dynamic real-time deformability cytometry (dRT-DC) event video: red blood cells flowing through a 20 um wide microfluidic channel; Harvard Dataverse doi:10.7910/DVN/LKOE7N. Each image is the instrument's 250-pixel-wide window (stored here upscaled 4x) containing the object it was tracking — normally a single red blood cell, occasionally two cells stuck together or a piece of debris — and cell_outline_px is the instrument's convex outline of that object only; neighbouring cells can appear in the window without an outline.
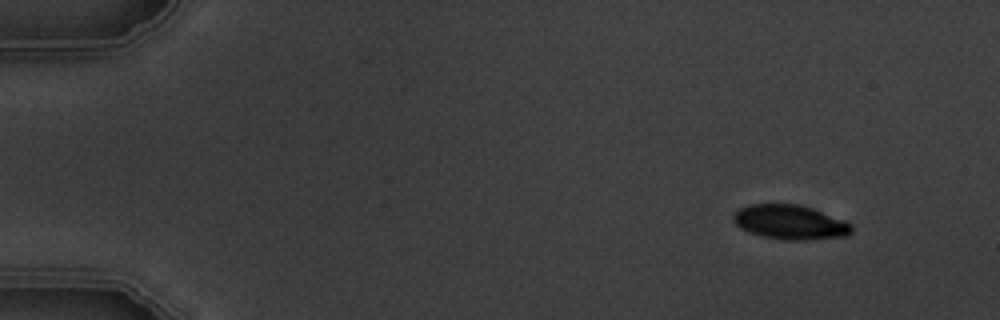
{"species": "common noctule bat (a hibernating species)", "species_latin": "Nyctalus noctula", "temperature_condition": "warm", "stored_images_in_passage": 6, "camera_frame_rate_fps": 3000, "um_per_image_px": 0.085, "animal": {"sex": "male", "body_mass_g": 19.5, "forearm_length_mm": 54.6}, "frame": {"image": 1, "passage_image": 1, "time_ms": 0.0, "image_size_px": [1000, 320], "cell_outline_px": [[852, 232], [844, 236], [804, 240], [784, 240], [764, 236], [740, 228], [732, 220], [732, 212], [748, 204], [796, 204], [812, 208], [844, 220], [852, 224]], "centroid_in_image_um": [67.13, 18.87], "position_along_channel_um": 17.9, "area_um2": 23.64}}
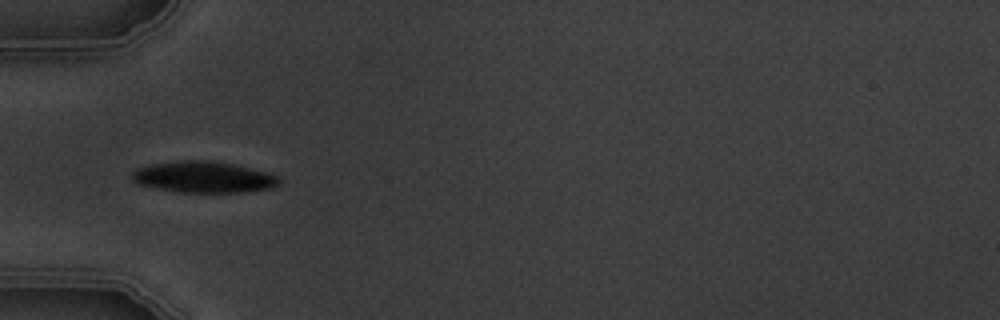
{"frame": {"image": 2, "passage_image": 4, "time_ms": 4.333, "image_size_px": [1000, 320], "cell_outline_px": [[280, 184], [272, 188], [244, 192], [180, 192], [140, 184], [132, 180], [132, 172], [136, 168], [152, 164], [180, 160], [208, 160], [232, 164], [280, 176]], "centroid_in_image_um": [17.32, 15.05], "position_along_channel_um": 67.7, "area_um2": 26.53}}
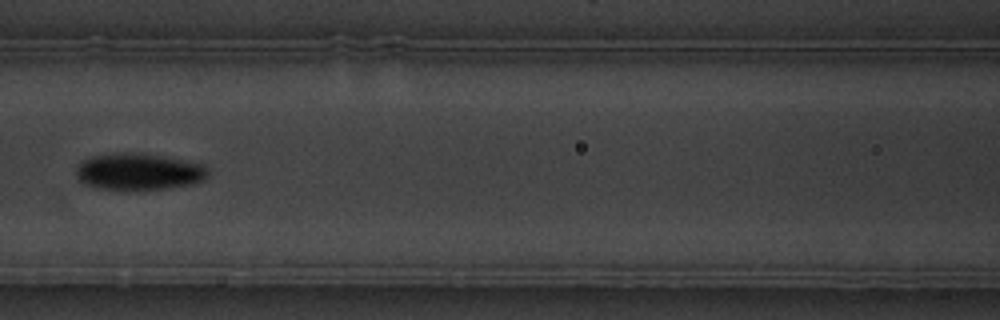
{"frame": {"image": 3, "passage_image": 6, "time_ms": 6.667, "image_size_px": [1000, 320], "cell_outline_px": [[208, 176], [204, 180], [192, 184], [168, 188], [96, 188], [84, 184], [76, 176], [76, 168], [84, 160], [92, 156], [116, 152], [132, 152], [160, 156], [200, 164], [208, 172]], "centroid_in_image_um": [11.75, 14.57], "position_along_channel_um": 154.9, "area_um2": 27.51}}